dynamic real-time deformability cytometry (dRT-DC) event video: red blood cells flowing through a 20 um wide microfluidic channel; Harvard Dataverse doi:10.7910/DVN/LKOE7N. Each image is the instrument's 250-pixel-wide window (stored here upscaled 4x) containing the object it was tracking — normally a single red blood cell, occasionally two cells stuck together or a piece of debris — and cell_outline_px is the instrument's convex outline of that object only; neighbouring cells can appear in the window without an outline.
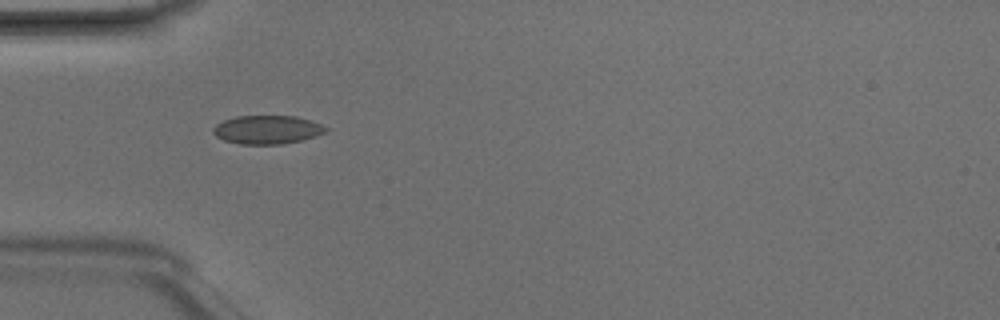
{"species": "Egyptian fruit bat (a non-hibernating species)", "species_latin": "Rousettus aegyptiacus", "temperature_condition": "room temperature", "stored_images_in_passage": 6, "camera_frame_rate_fps": 3000, "um_per_image_px": 0.085, "animal": {"sex": "male"}, "frame": {"image": 1, "passage_image": 4, "time_ms": 1.0, "image_size_px": [1000, 320], "cell_outline_px": [[328, 132], [316, 136], [300, 140], [280, 144], [240, 144], [224, 140], [216, 136], [212, 132], [212, 128], [216, 124], [224, 120], [236, 116], [296, 116], [312, 120], [328, 128]], "centroid_in_image_um": [22.72, 11.01], "position_along_channel_um": 62.3, "area_um2": 18.79}}